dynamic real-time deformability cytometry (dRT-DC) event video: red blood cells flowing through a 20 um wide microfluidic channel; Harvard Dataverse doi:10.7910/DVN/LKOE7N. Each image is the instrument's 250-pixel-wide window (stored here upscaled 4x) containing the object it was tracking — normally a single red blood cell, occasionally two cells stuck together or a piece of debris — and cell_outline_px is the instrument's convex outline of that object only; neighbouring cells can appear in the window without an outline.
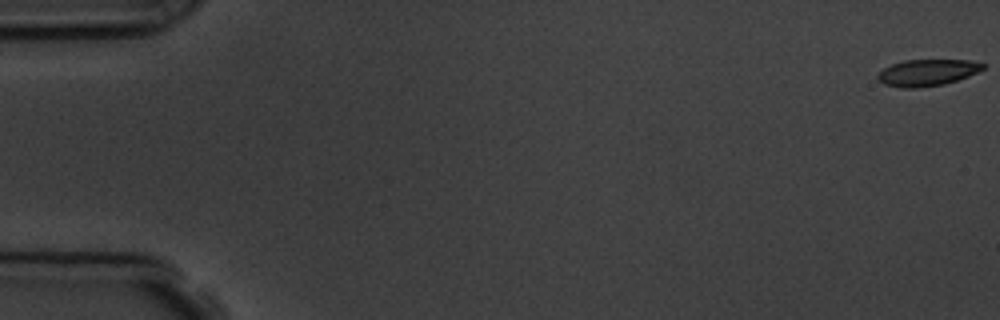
{"species": "common noctule bat (a hibernating species)", "species_latin": "Nyctalus noctula", "temperature_condition": "room temperature", "stored_images_in_passage": 12, "camera_frame_rate_fps": 3000, "um_per_image_px": 0.085, "animal": {"sex": "male", "body_mass_g": 19.5, "forearm_length_mm": 54.6}, "frame": {"image": 1, "passage_image": 1, "time_ms": 0.0, "image_size_px": [1000, 320], "cell_outline_px": [[984, 68], [968, 76], [944, 84], [916, 88], [900, 88], [884, 84], [876, 80], [876, 76], [884, 68], [892, 64], [904, 60], [968, 60], [984, 64]], "centroid_in_image_um": [78.76, 6.18], "position_along_channel_um": 6.2, "area_um2": 16.18}}